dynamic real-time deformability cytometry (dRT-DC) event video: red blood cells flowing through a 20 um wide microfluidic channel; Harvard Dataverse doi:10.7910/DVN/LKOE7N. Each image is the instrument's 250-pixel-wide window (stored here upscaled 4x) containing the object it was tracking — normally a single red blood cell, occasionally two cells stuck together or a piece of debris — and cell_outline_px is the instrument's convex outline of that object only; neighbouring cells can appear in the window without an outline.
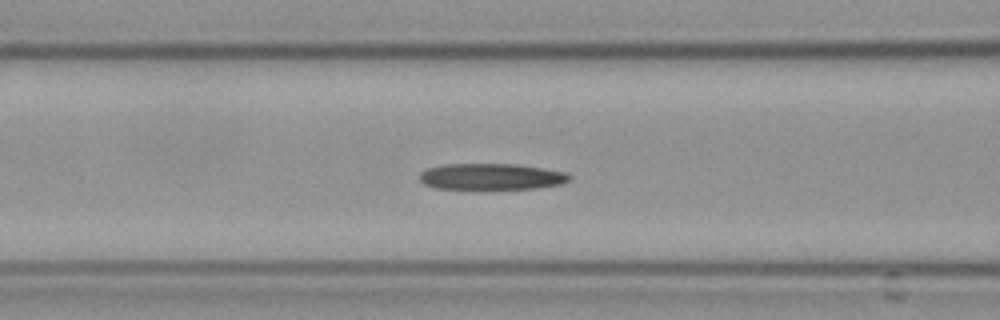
{"species": "Egyptian fruit bat (a non-hibernating species)", "species_latin": "Rousettus aegyptiacus", "temperature_condition": "cold", "stored_images_in_passage": 35, "camera_frame_rate_fps": 3000, "um_per_image_px": 0.085, "frame": {"image": 1, "passage_image": 16, "time_ms": 5.0, "image_size_px": [1000, 320], "cell_outline_px": [[572, 180], [560, 184], [536, 188], [476, 192], [436, 188], [424, 184], [420, 180], [420, 172], [428, 168], [444, 164], [516, 164], [544, 168], [568, 172], [572, 176]], "centroid_in_image_um": [41.77, 15.06], "position_along_channel_um": 124.8, "area_um2": 24.28}}